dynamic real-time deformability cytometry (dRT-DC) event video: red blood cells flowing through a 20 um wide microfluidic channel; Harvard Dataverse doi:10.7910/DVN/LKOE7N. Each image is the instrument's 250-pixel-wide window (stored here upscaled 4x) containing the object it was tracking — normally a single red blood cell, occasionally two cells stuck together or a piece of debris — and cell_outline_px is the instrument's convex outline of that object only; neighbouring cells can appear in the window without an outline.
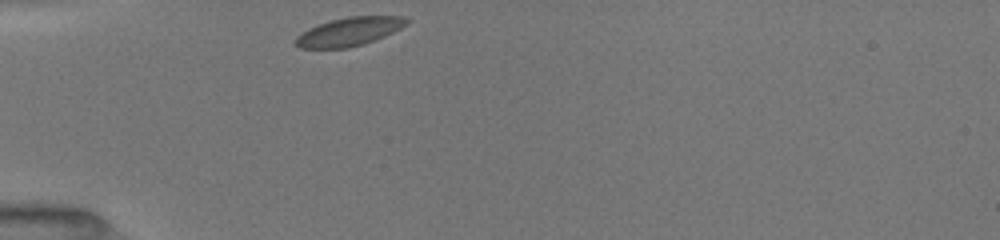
{"species": "common noctule bat (a hibernating species)", "species_latin": "Nyctalus noctula", "temperature_condition": "room temperature", "stored_images_in_passage": 35, "camera_frame_rate_fps": 3000, "um_per_image_px": 0.085, "animal": {"sex": "female", "body_mass_g": 19.5, "forearm_length_mm": 54.1}, "frame": {"image": 1, "passage_image": 1, "time_ms": 0.0, "image_size_px": [1000, 240], "cell_outline_px": [[408, 20], [400, 28], [376, 40], [364, 44], [348, 48], [300, 48], [292, 44], [292, 40], [300, 32], [308, 28], [332, 20], [348, 16], [404, 16]], "centroid_in_image_um": [29.59, 2.7], "position_along_channel_um": 55.4, "area_um2": 18.5}}
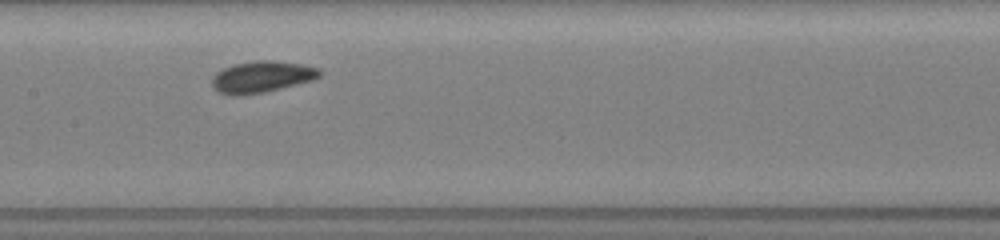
{"frame": {"image": 2, "passage_image": 13, "time_ms": 3.667, "image_size_px": [1000, 240], "cell_outline_px": [[324, 72], [320, 76], [312, 80], [264, 92], [240, 96], [232, 96], [220, 92], [212, 84], [212, 76], [216, 72], [224, 68], [236, 64], [256, 60], [272, 60], [300, 64], [320, 68]], "centroid_in_image_um": [22.26, 6.53], "position_along_channel_um": 185.1, "area_um2": 19.65}}
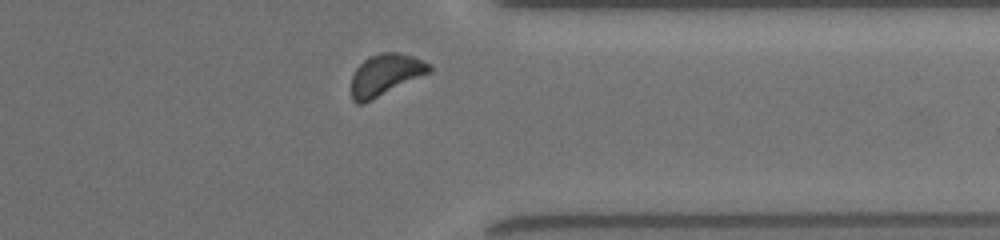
{"frame": {"image": 3, "passage_image": 31, "time_ms": 8.667, "image_size_px": [1000, 240], "cell_outline_px": [[432, 72], [364, 104], [356, 104], [352, 100], [352, 76], [356, 68], [368, 56], [380, 52], [396, 52], [412, 56], [432, 64]], "centroid_in_image_um": [32.78, 6.36], "position_along_channel_um": 378.6, "area_um2": 19.13}, "authors_computed_cell_mechanics": {"area_um2": 18.5538, "velocity_mm_per_s": 3.9289, "shape_relaxation_time_tau1_ms": 1.1453, "shape_relaxation_time_tau2_ms": null, "deformation_change_tau1": 0.0381, "deformation_change_tau2": null}}